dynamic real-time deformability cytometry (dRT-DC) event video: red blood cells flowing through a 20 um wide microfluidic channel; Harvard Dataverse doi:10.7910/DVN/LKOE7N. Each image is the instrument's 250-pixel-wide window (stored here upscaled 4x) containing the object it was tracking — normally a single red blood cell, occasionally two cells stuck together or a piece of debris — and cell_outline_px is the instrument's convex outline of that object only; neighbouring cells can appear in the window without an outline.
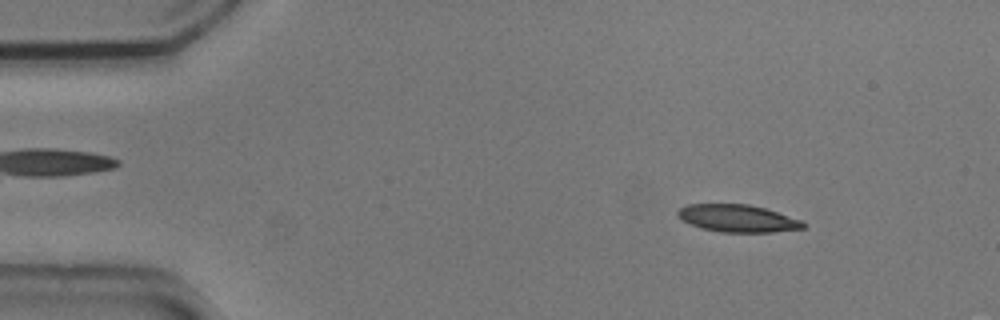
{"species": "common noctule bat (a hibernating species)", "species_latin": "Nyctalus noctula", "temperature_condition": "cold", "stored_images_in_passage": 53, "camera_frame_rate_fps": 3000, "um_per_image_px": 0.085, "animal": {"sex": "male", "body_mass_g": 20.5, "forearm_length_mm": 52.5}, "frame": {"image": 1, "passage_image": 6, "time_ms": 1.667, "image_size_px": [1000, 320], "cell_outline_px": [[808, 224], [804, 228], [772, 232], [720, 232], [700, 228], [684, 220], [676, 212], [680, 208], [688, 204], [748, 204], [764, 208], [800, 220]], "centroid_in_image_um": [62.71, 18.56], "position_along_channel_um": 22.3, "area_um2": 19.77}}
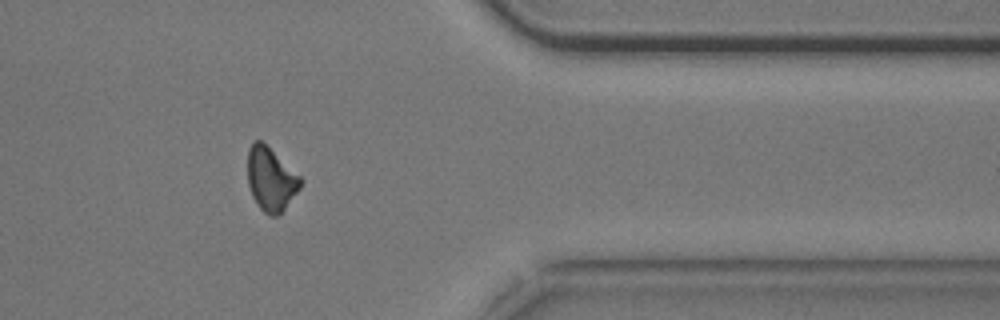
{"frame": {"image": 2, "passage_image": 43, "time_ms": 14.0, "image_size_px": [1000, 320], "cell_outline_px": [[304, 180], [300, 188], [284, 208], [276, 216], [268, 216], [260, 208], [252, 196], [248, 184], [248, 148], [252, 140], [260, 140], [300, 176]], "centroid_in_image_um": [23.0, 15.23], "position_along_channel_um": 388.4, "area_um2": 19.31}}
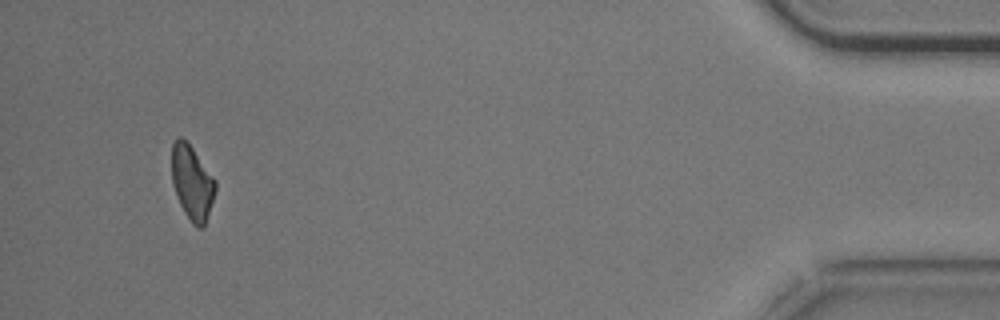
{"frame": {"image": 3, "passage_image": 50, "time_ms": 16.333, "image_size_px": [1000, 320], "cell_outline_px": [[216, 188], [204, 228], [196, 228], [192, 224], [184, 212], [176, 196], [172, 184], [172, 144], [180, 136], [192, 148], [216, 180]], "centroid_in_image_um": [16.32, 15.57], "position_along_channel_um": 418.9, "area_um2": 18.79}, "authors_computed_cell_mechanics": {"area_um2": 20.6346, "velocity_mm_per_s": 3.718, "shape_relaxation_time_tau1_ms": 5.2563, "shape_relaxation_time_tau2_ms": null, "deformation_change_tau1": 0.1148, "deformation_change_tau2": null}}